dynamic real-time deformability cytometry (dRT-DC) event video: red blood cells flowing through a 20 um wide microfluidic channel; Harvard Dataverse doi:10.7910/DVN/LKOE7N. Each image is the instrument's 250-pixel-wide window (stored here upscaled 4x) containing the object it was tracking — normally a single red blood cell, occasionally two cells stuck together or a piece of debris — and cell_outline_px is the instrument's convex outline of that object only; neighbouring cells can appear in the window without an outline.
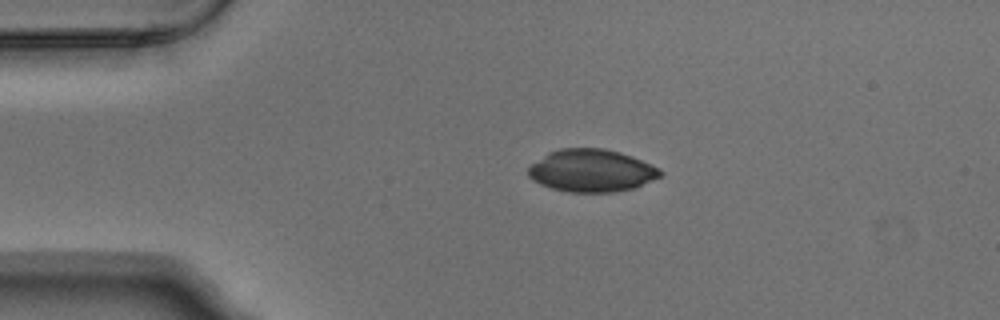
{"species": "Egyptian fruit bat (a non-hibernating species)", "species_latin": "Rousettus aegyptiacus", "temperature_condition": "warm", "stored_images_in_passage": 3, "camera_frame_rate_fps": 3000, "um_per_image_px": 0.085, "animal": {"sex": "male"}, "frame": {"image": 1, "passage_image": 2, "time_ms": 0.333, "image_size_px": [1000, 320], "cell_outline_px": [[664, 172], [660, 176], [632, 188], [612, 192], [568, 192], [552, 188], [540, 184], [532, 180], [528, 176], [528, 168], [532, 164], [548, 152], [560, 148], [604, 148], [620, 152], [632, 156], [660, 168]], "centroid_in_image_um": [50.26, 14.49], "position_along_channel_um": 34.7, "area_um2": 32.6}}